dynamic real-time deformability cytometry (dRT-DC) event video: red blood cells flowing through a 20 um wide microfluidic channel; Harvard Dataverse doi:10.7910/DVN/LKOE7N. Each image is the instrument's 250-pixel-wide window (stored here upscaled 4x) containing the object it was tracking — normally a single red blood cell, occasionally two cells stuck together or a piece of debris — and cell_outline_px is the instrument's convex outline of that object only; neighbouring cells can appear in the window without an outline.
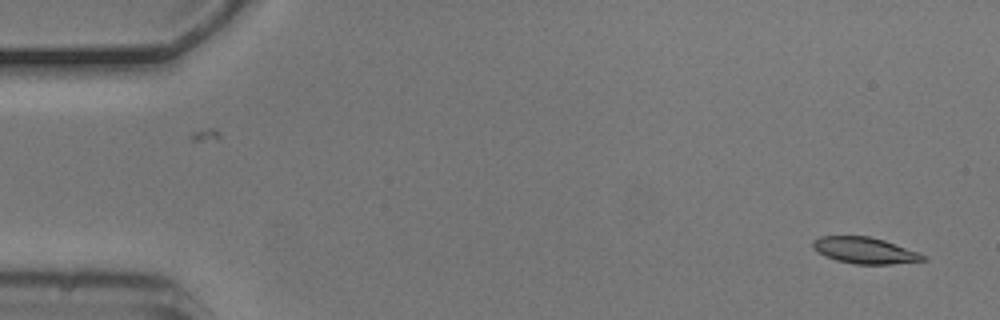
{"species": "common noctule bat (a hibernating species)", "species_latin": "Nyctalus noctula", "temperature_condition": "cold", "stored_images_in_passage": 2, "camera_frame_rate_fps": 3000, "um_per_image_px": 0.085, "animal": {"sex": "male", "body_mass_g": 20.5, "forearm_length_mm": 52.5}, "frame": {"image": 1, "passage_image": 2, "time_ms": 0.333, "image_size_px": [1000, 320], "cell_outline_px": [[928, 260], [892, 264], [856, 264], [836, 260], [824, 256], [812, 248], [812, 240], [820, 236], [868, 236], [884, 240], [920, 252]], "centroid_in_image_um": [73.49, 21.28], "position_along_channel_um": 11.5, "area_um2": 16.99}}